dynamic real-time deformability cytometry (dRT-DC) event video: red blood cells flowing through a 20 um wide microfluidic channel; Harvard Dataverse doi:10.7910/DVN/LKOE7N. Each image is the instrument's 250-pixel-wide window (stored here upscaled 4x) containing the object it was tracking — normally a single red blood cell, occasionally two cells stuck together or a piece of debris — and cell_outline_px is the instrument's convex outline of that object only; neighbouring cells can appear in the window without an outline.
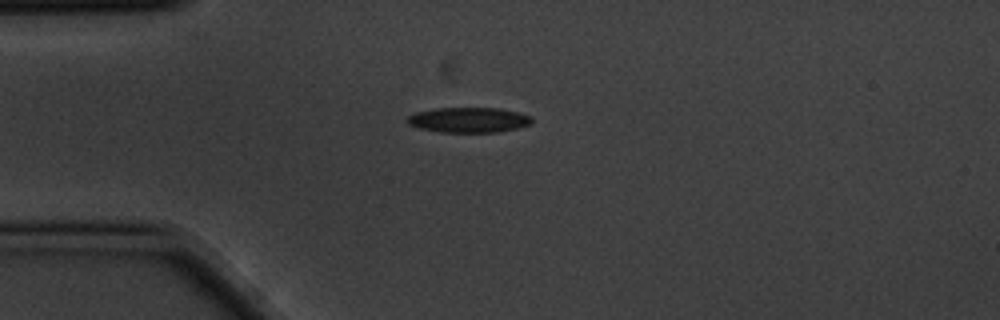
{"species": "common noctule bat (a hibernating species)", "species_latin": "Nyctalus noctula", "temperature_condition": "cold", "stored_images_in_passage": 1, "camera_frame_rate_fps": 3000, "um_per_image_px": 0.085, "animal": {"sex": "male", "body_mass_g": 20.1, "forearm_length_mm": 53.5}, "frame": {"image": 1, "passage_image": 1, "time_ms": 0.0, "image_size_px": [1000, 320], "cell_outline_px": [[532, 124], [516, 128], [496, 132], [440, 132], [420, 128], [408, 124], [404, 120], [408, 116], [416, 112], [436, 108], [500, 108], [532, 116]], "centroid_in_image_um": [39.82, 10.19], "position_along_channel_um": 45.2, "area_um2": 18.26}}